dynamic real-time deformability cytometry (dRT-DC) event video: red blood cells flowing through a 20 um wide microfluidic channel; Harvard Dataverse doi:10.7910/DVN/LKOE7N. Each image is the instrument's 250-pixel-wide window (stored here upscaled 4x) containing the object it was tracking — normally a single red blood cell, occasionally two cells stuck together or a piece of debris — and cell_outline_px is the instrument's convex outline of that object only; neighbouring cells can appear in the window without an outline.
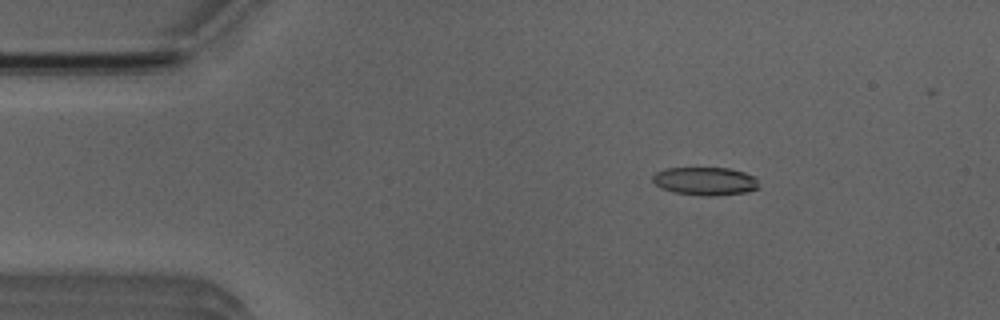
{"species": "Egyptian fruit bat (a non-hibernating species)", "species_latin": "Rousettus aegyptiacus", "temperature_condition": "room temperature", "stored_images_in_passage": 5, "camera_frame_rate_fps": 3000, "um_per_image_px": 0.085, "animal": {"sex": "male"}, "frame": {"image": 1, "passage_image": 3, "time_ms": 2.333, "image_size_px": [1000, 320], "cell_outline_px": [[760, 188], [744, 192], [716, 196], [700, 196], [676, 192], [660, 188], [652, 180], [652, 176], [656, 172], [664, 168], [728, 168], [744, 172], [752, 176], [756, 180]], "centroid_in_image_um": [59.91, 15.4], "position_along_channel_um": 25.1, "area_um2": 17.4}}
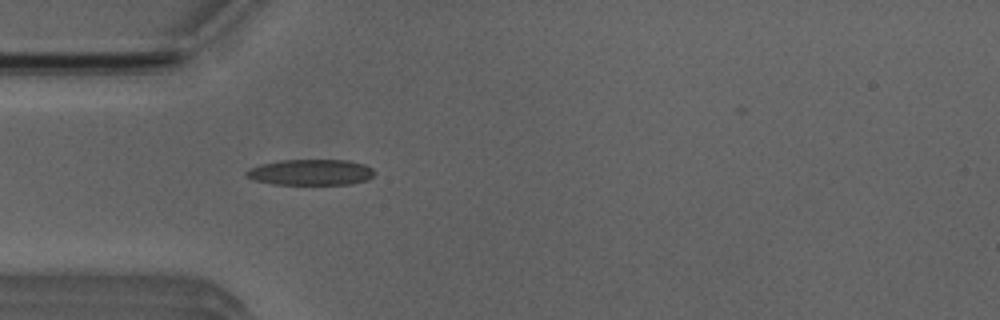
{"frame": {"image": 2, "passage_image": 5, "time_ms": 4.667, "image_size_px": [1000, 320], "cell_outline_px": [[376, 172], [368, 180], [352, 184], [272, 184], [252, 180], [244, 176], [244, 172], [260, 164], [284, 160], [348, 160], [364, 164], [372, 168]], "centroid_in_image_um": [26.41, 14.65], "position_along_channel_um": 58.6, "area_um2": 19.42}}